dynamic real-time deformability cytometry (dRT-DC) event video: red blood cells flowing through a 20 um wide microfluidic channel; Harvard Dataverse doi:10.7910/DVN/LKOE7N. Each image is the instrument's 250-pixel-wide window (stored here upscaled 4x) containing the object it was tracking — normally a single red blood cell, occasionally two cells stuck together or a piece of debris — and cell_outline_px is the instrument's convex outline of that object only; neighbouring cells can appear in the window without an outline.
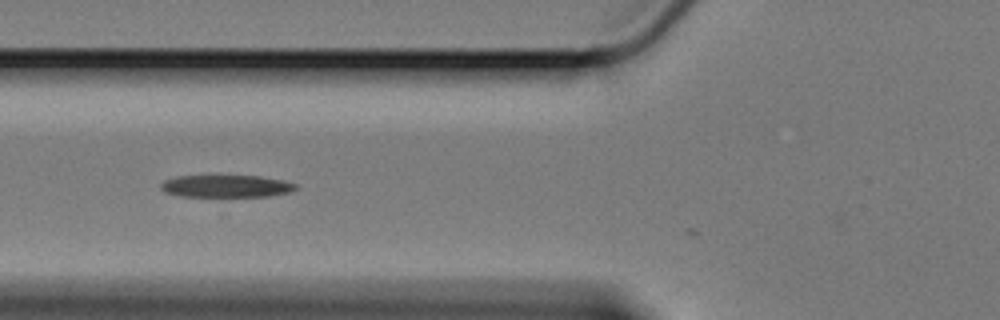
{"species": "Egyptian fruit bat (a non-hibernating species)", "species_latin": "Rousettus aegyptiacus", "temperature_condition": "cold", "stored_images_in_passage": 4, "camera_frame_rate_fps": 3000, "um_per_image_px": 0.085, "animal": {"sex": "female"}, "frame": {"image": 1, "passage_image": 2, "time_ms": 0.333, "image_size_px": [1000, 320], "cell_outline_px": [[296, 188], [288, 192], [268, 196], [180, 196], [164, 192], [160, 188], [160, 184], [164, 180], [176, 176], [260, 176], [280, 180], [296, 184]], "centroid_in_image_um": [19.15, 15.82], "position_along_channel_um": 106.6, "area_um2": 17.28}}